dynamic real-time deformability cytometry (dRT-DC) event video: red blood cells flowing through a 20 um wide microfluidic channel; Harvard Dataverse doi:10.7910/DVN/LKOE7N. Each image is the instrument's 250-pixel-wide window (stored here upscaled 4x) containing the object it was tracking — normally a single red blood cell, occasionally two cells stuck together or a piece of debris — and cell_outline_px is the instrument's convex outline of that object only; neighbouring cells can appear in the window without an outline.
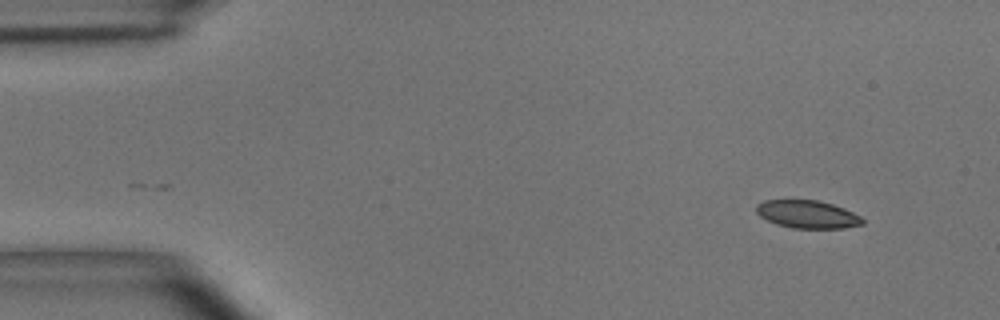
{"species": "common noctule bat (a hibernating species)", "species_latin": "Nyctalus noctula", "temperature_condition": "room temperature", "stored_images_in_passage": 8, "camera_frame_rate_fps": 3000, "um_per_image_px": 0.085, "animal": {"sex": "male", "body_mass_g": 15.6}, "frame": {"image": 1, "passage_image": 1, "time_ms": 0.0, "image_size_px": [1000, 320], "cell_outline_px": [[864, 224], [844, 228], [792, 228], [776, 224], [760, 216], [756, 212], [756, 204], [764, 200], [816, 200], [832, 204], [844, 208], [860, 216], [864, 220]], "centroid_in_image_um": [68.63, 18.22], "position_along_channel_um": 16.4, "area_um2": 17.22}}